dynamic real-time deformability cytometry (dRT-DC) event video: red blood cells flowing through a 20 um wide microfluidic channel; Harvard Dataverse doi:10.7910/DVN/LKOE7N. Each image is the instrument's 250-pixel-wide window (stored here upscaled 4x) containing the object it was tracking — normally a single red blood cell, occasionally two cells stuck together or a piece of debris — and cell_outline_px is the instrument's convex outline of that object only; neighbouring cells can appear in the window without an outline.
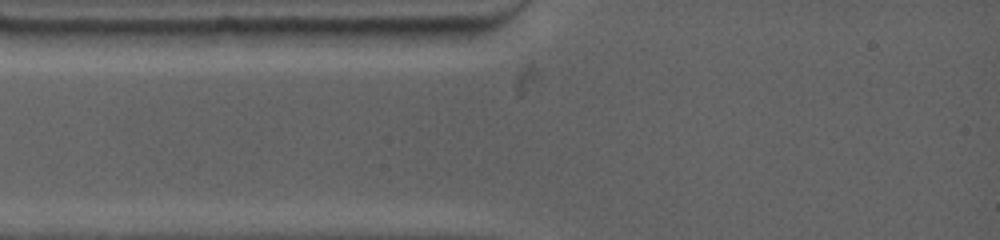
{"species": "common noctule bat (a hibernating species)", "species_latin": "Nyctalus noctula", "temperature_condition": "warm", "stored_images_in_passage": 4, "camera_frame_rate_fps": 4500, "um_per_image_px": 0.085, "animal": {"sex": "female", "body_mass_g": 19.0, "forearm_length_mm": 53.3}, "frame": {"image": 1, "passage_image": 1, "time_ms": 0.0, "image_size_px": [1000, 240], "cell_outline_px": [[488, 28], [468, 44], [416, 48], [384, 44], [376, 28]], "centroid_in_image_um": [36.42, 3.11], "position_along_channel_um": 48.6, "area_um2": 12.54}}